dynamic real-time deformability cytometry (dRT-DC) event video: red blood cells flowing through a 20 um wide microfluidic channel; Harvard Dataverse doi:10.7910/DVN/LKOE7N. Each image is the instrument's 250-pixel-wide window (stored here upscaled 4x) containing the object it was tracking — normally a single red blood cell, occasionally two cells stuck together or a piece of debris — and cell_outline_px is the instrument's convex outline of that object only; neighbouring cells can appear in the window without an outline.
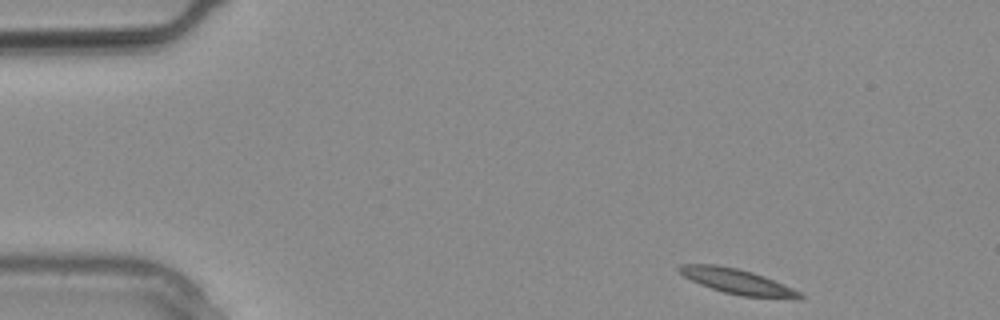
{"species": "common noctule bat (a hibernating species)", "species_latin": "Nyctalus noctula", "temperature_condition": "warm", "stored_images_in_passage": 9, "camera_frame_rate_fps": 3000, "um_per_image_px": 0.085, "animal": {"sex": "male", "body_mass_g": 20.4}, "frame": {"image": 1, "passage_image": 1, "time_ms": 0.0, "image_size_px": [1000, 320], "cell_outline_px": [[804, 296], [800, 300], [740, 296], [724, 292], [700, 284], [684, 276], [676, 268], [680, 264], [716, 264], [736, 268], [752, 272], [764, 276], [792, 288], [800, 292]], "centroid_in_image_um": [62.71, 23.94], "position_along_channel_um": 22.3, "area_um2": 17.74}}
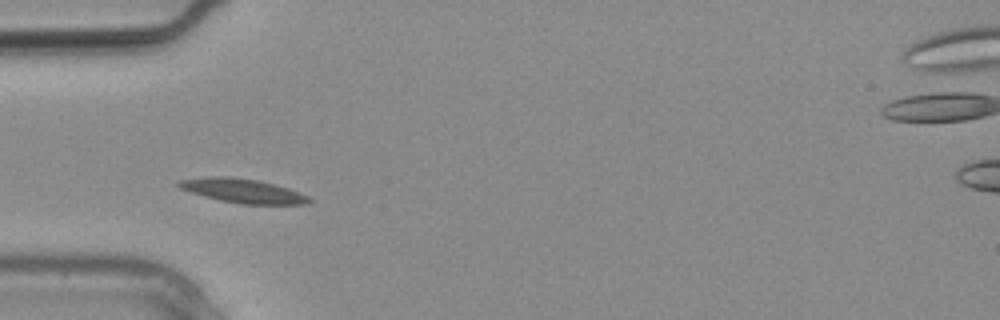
{"frame": {"image": 2, "passage_image": 6, "time_ms": 1.667, "image_size_px": [1000, 320], "cell_outline_px": [[312, 200], [308, 204], [244, 204], [220, 200], [204, 196], [180, 188], [176, 184], [180, 180], [212, 176], [228, 176], [256, 180], [288, 188], [300, 192], [308, 196]], "centroid_in_image_um": [20.66, 16.22], "position_along_channel_um": 64.3, "area_um2": 18.03}}